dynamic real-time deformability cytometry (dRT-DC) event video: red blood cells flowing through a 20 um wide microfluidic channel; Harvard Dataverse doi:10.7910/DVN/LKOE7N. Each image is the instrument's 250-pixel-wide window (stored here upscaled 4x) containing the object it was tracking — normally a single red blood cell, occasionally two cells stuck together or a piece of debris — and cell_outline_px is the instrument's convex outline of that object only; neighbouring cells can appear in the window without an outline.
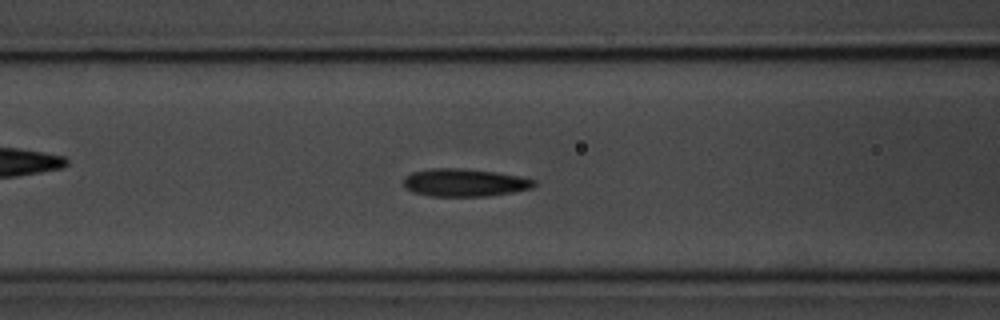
{"species": "common noctule bat (a hibernating species)", "species_latin": "Nyctalus noctula", "temperature_condition": "room temperature", "stored_images_in_passage": 41, "segment_of_instrument_passage": [1, 2], "camera_frame_rate_fps": 3000, "um_per_image_px": 0.085, "animal": {"sex": "male", "body_mass_g": 20.1, "forearm_length_mm": 53.5}, "frame": {"image": 1, "passage_image": 7, "time_ms": 2.0, "image_size_px": [1000, 320], "cell_outline_px": [[536, 184], [532, 188], [512, 192], [488, 196], [428, 196], [412, 192], [404, 188], [404, 176], [412, 172], [432, 168], [460, 168], [496, 172], [536, 180]], "centroid_in_image_um": [39.44, 15.52], "position_along_channel_um": 127.2, "area_um2": 21.15}}
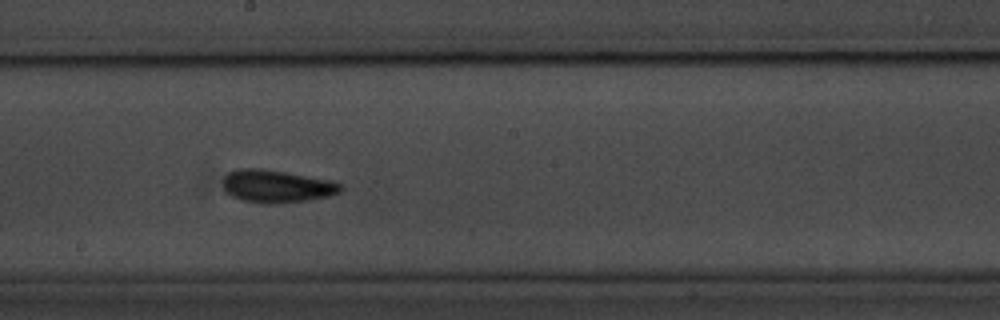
{"frame": {"image": 2, "passage_image": 15, "time_ms": 4.667, "image_size_px": [1000, 320], "cell_outline_px": [[344, 188], [340, 192], [332, 196], [308, 200], [276, 204], [264, 204], [240, 200], [232, 196], [224, 188], [224, 176], [228, 172], [236, 168], [260, 168], [332, 180], [344, 184]], "centroid_in_image_um": [23.56, 15.84], "position_along_channel_um": 224.6, "area_um2": 22.72}}
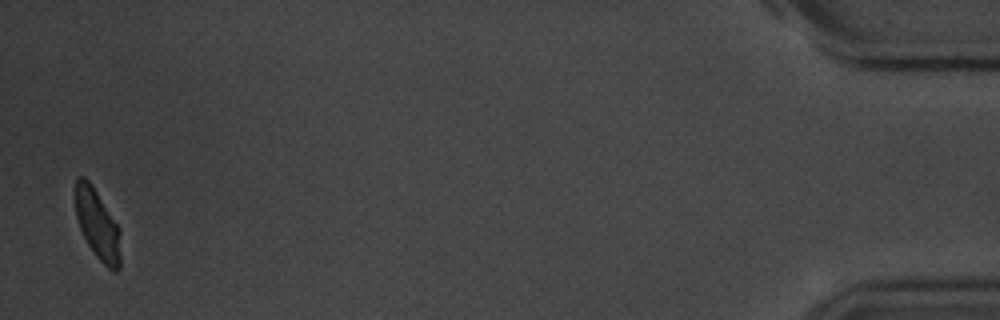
{"frame": {"image": 3, "passage_image": 39, "time_ms": 12.667, "image_size_px": [1000, 320], "cell_outline_px": [[120, 268], [116, 272], [112, 272], [96, 256], [88, 244], [80, 228], [76, 216], [72, 192], [76, 176], [84, 176], [88, 180], [120, 228]], "centroid_in_image_um": [8.25, 19.04], "position_along_channel_um": 427.0, "area_um2": 18.79}}